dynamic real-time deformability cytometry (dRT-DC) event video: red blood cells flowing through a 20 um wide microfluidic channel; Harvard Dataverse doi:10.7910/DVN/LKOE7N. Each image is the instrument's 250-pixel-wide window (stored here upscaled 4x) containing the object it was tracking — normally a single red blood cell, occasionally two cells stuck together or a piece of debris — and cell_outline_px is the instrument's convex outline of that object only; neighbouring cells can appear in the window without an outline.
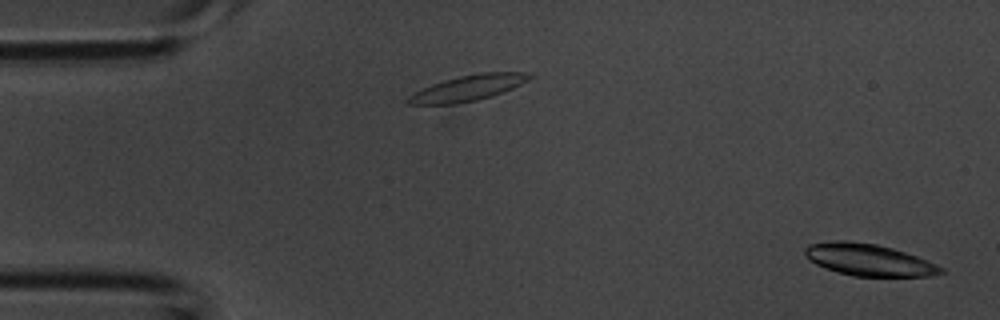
{"species": "common noctule bat (a hibernating species)", "species_latin": "Nyctalus noctula", "temperature_condition": "room temperature", "stored_images_in_passage": 2, "segment_of_instrument_passage": [2, 2], "camera_frame_rate_fps": 3000, "um_per_image_px": 0.085, "animal": {"sex": "male", "body_mass_g": 20.1, "forearm_length_mm": 53.5}, "frame": {"image": 1, "passage_image": 2, "time_ms": 0.333, "image_size_px": [1000, 320], "cell_outline_px": [[944, 272], [932, 276], [852, 276], [836, 272], [824, 268], [816, 264], [804, 252], [804, 248], [808, 244], [832, 240], [848, 240], [876, 244], [892, 248], [916, 256], [936, 264], [944, 268]], "centroid_in_image_um": [73.83, 22.08], "position_along_channel_um": 11.2, "area_um2": 25.26}}